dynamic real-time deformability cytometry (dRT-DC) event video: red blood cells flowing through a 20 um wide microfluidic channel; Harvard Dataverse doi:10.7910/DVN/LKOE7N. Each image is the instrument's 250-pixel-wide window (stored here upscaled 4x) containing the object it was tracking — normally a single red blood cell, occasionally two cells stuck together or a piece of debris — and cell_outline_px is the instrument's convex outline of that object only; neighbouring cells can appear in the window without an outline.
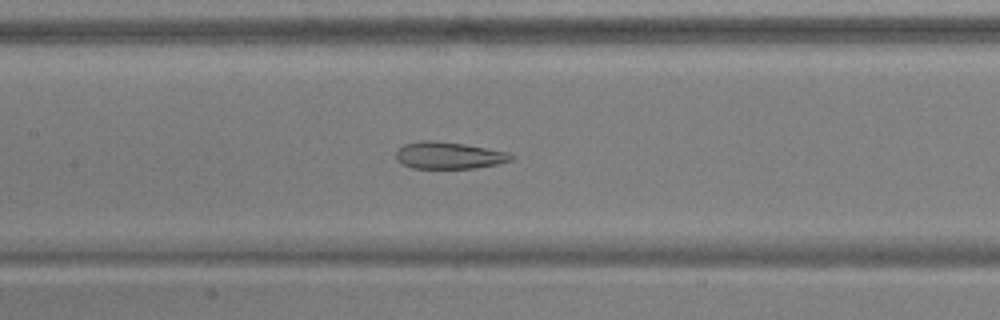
{"species": "common noctule bat (a hibernating species)", "species_latin": "Nyctalus noctula", "temperature_condition": "warm", "stored_images_in_passage": 52, "camera_frame_rate_fps": 3000, "um_per_image_px": 0.085, "animal": {"sex": "male", "body_mass_g": 17.9, "forearm_length_mm": 54.2}, "frame": {"image": 1, "passage_image": 25, "time_ms": 8.0, "image_size_px": [1000, 320], "cell_outline_px": [[512, 160], [496, 164], [476, 168], [412, 168], [400, 164], [396, 160], [396, 152], [404, 144], [420, 140], [432, 140], [464, 144], [508, 152], [512, 156]], "centroid_in_image_um": [38.1, 13.21], "position_along_channel_um": 169.3, "area_um2": 18.03}}
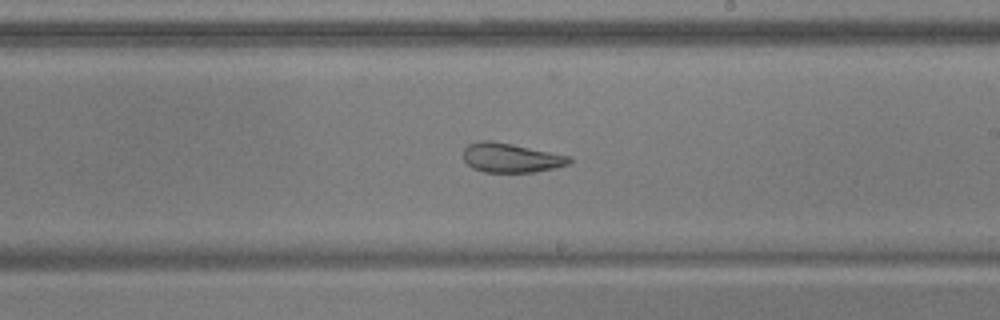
{"frame": {"image": 2, "passage_image": 31, "time_ms": 10.0, "image_size_px": [1000, 320], "cell_outline_px": [[572, 160], [568, 164], [536, 172], [484, 172], [472, 168], [464, 160], [464, 148], [468, 144], [480, 140], [492, 140], [572, 156]], "centroid_in_image_um": [43.42, 13.4], "position_along_channel_um": 245.6, "area_um2": 18.15}}
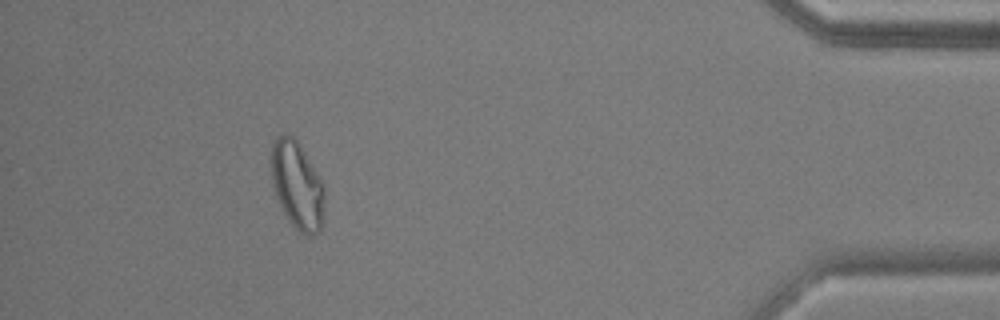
{"frame": {"image": 3, "passage_image": 48, "time_ms": 15.667, "image_size_px": [1000, 320], "cell_outline_px": [[324, 220], [320, 228], [312, 236], [304, 236], [288, 220], [276, 200], [272, 184], [272, 140], [276, 136], [284, 132], [288, 132], [300, 144], [324, 180]], "centroid_in_image_um": [25.28, 15.72], "position_along_channel_um": 409.9, "area_um2": 28.03}, "authors_computed_cell_mechanics": {"area_um2": 25.2586, "velocity_mm_per_s": 3.8256, "shape_relaxation_time_tau1_ms": null, "shape_relaxation_time_tau2_ms": 1.8497, "deformation_change_tau1": null, "deformation_change_tau2": 0.1044}}